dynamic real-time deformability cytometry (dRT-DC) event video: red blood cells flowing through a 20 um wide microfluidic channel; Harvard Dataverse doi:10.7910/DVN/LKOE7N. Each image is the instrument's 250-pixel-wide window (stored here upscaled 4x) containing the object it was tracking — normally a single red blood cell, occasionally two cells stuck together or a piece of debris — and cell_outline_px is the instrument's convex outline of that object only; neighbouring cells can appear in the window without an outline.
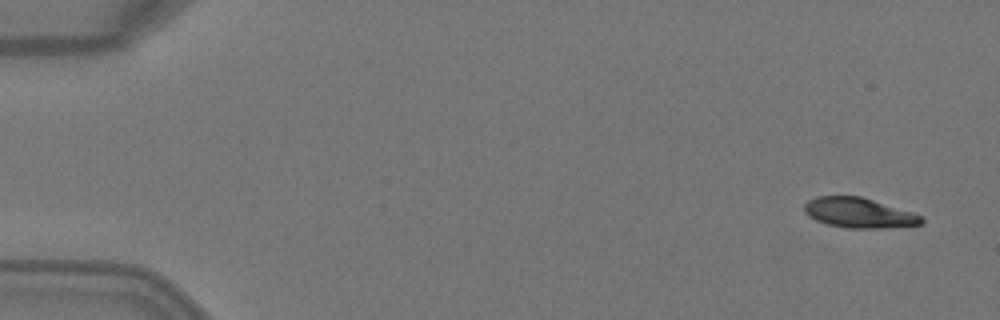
{"species": "Egyptian fruit bat (a non-hibernating species)", "species_latin": "Rousettus aegyptiacus", "temperature_condition": "warm", "stored_images_in_passage": 5, "camera_frame_rate_fps": 3000, "um_per_image_px": 0.085, "animal": {"sex": "female"}, "frame": {"image": 1, "passage_image": 1, "time_ms": 0.0, "image_size_px": [1000, 320], "cell_outline_px": [[924, 220], [920, 224], [888, 228], [844, 228], [828, 224], [816, 220], [808, 216], [804, 212], [804, 204], [808, 200], [816, 196], [860, 196], [912, 212], [924, 216]], "centroid_in_image_um": [72.99, 18.09], "position_along_channel_um": 12.0, "area_um2": 20.52}}
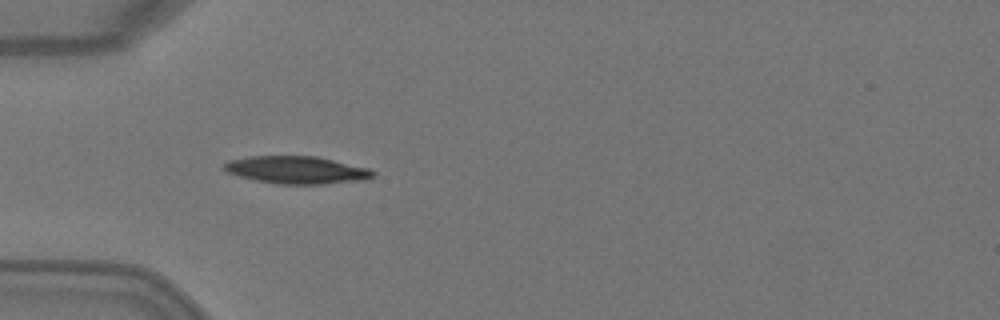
{"frame": {"image": 2, "passage_image": 4, "time_ms": 1.0, "image_size_px": [1000, 320], "cell_outline_px": [[376, 176], [364, 180], [324, 184], [276, 184], [256, 180], [240, 176], [228, 172], [224, 168], [224, 164], [228, 160], [248, 156], [316, 156], [368, 168], [376, 172]], "centroid_in_image_um": [25.24, 14.45], "position_along_channel_um": 59.8, "area_um2": 23.87}}